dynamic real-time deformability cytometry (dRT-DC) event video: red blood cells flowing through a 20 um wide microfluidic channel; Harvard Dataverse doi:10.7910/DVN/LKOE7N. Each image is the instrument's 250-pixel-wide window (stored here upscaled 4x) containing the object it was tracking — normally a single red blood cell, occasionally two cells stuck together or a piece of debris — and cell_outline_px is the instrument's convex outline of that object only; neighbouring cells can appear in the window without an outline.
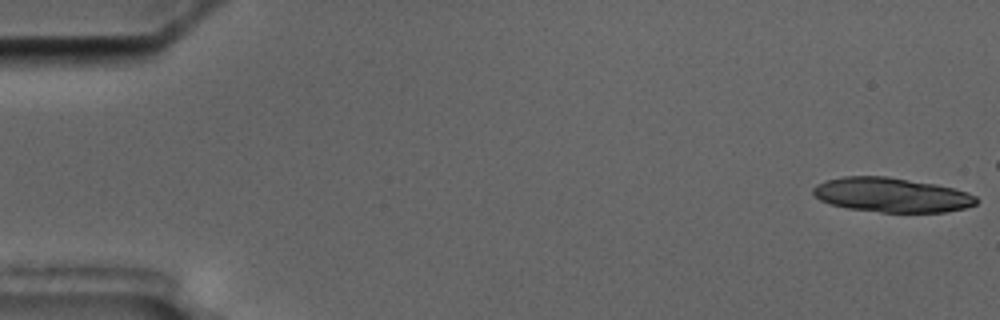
{"species": "common noctule bat (a hibernating species)", "species_latin": "Nyctalus noctula", "temperature_condition": "cold", "stored_images_in_passage": 7, "camera_frame_rate_fps": 3000, "um_per_image_px": 0.085, "animal": {"sex": "male", "body_mass_g": 17.5, "forearm_length_mm": 52.3}, "frame": {"image": 1, "passage_image": 1, "time_ms": 0.0, "image_size_px": [1000, 320], "cell_outline_px": [[980, 200], [976, 204], [964, 208], [944, 212], [880, 212], [848, 208], [832, 204], [820, 200], [812, 192], [812, 188], [816, 184], [824, 180], [844, 176], [888, 176], [936, 184], [968, 192], [976, 196]], "centroid_in_image_um": [75.79, 16.56], "position_along_channel_um": 9.2, "area_um2": 32.89}}
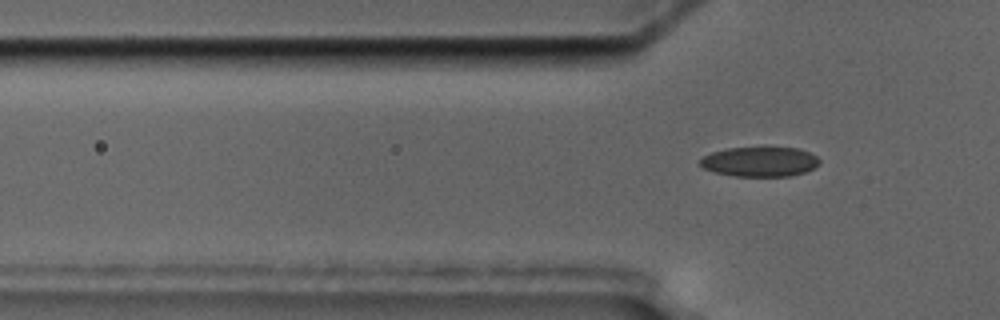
{"frame": {"image": 2, "passage_image": 7, "time_ms": 8.0, "image_size_px": [1000, 320], "cell_outline_px": [[820, 164], [804, 172], [792, 176], [736, 176], [716, 172], [704, 168], [700, 164], [700, 160], [704, 156], [712, 152], [728, 148], [796, 148], [808, 152], [816, 156], [820, 160]], "centroid_in_image_um": [64.6, 13.75], "position_along_channel_um": 61.2, "area_um2": 20.4}}